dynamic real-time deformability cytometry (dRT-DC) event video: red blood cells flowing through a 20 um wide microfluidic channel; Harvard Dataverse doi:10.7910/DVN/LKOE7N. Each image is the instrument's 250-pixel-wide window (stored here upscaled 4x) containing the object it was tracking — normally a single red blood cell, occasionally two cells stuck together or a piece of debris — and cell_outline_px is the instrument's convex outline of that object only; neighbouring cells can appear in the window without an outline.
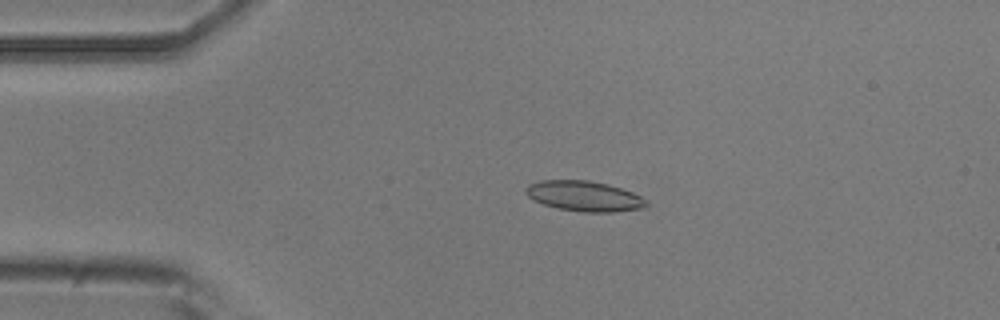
{"species": "common noctule bat (a hibernating species)", "species_latin": "Nyctalus noctula", "temperature_condition": "room temperature", "stored_images_in_passage": 4, "camera_frame_rate_fps": 3000, "um_per_image_px": 0.085, "animal": {"sex": "male", "body_mass_g": 20.5, "forearm_length_mm": 52.5}, "frame": {"image": 1, "passage_image": 3, "time_ms": 2.333, "image_size_px": [1000, 320], "cell_outline_px": [[648, 204], [644, 208], [616, 212], [584, 212], [556, 208], [532, 200], [524, 192], [524, 188], [528, 184], [540, 180], [588, 180], [608, 184], [632, 192], [648, 200]], "centroid_in_image_um": [49.64, 16.67], "position_along_channel_um": 35.4, "area_um2": 21.5}}